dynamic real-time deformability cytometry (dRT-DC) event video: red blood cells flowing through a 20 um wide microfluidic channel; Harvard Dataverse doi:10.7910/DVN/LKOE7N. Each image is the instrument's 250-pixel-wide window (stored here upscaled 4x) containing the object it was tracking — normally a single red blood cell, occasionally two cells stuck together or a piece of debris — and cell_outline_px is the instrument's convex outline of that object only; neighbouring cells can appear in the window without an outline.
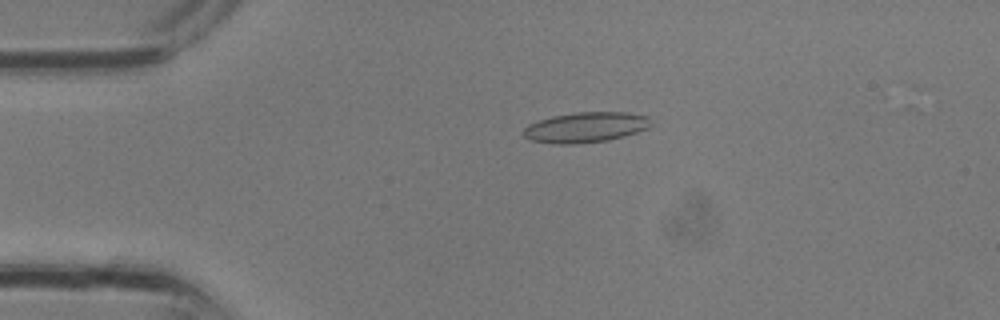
{"species": "common noctule bat (a hibernating species)", "species_latin": "Nyctalus noctula", "temperature_condition": "room temperature", "stored_images_in_passage": 3, "camera_frame_rate_fps": 3000, "um_per_image_px": 0.085, "animal": {"sex": "male", "body_mass_g": 13.3}, "frame": {"image": 1, "passage_image": 2, "time_ms": 0.333, "image_size_px": [1000, 320], "cell_outline_px": [[652, 124], [648, 128], [624, 136], [608, 140], [576, 144], [556, 144], [532, 140], [524, 136], [520, 132], [528, 124], [536, 120], [552, 116], [576, 112], [628, 112], [648, 116], [652, 120]], "centroid_in_image_um": [49.77, 10.81], "position_along_channel_um": 35.2, "area_um2": 22.77}}